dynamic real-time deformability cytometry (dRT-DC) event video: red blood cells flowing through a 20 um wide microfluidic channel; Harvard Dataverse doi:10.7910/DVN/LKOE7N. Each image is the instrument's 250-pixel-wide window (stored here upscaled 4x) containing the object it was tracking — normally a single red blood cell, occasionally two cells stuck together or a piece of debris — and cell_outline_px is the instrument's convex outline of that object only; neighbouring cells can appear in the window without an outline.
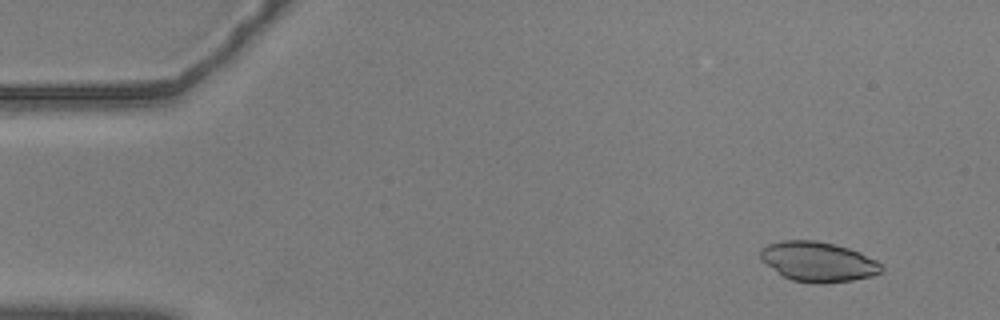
{"species": "common noctule bat (a hibernating species)", "species_latin": "Nyctalus noctula", "temperature_condition": "warm", "stored_images_in_passage": 17, "camera_frame_rate_fps": 3000, "um_per_image_px": 0.085, "animal": {"sex": "male", "body_mass_g": 20.5, "forearm_length_mm": 52.5}, "frame": {"image": 1, "passage_image": 5, "time_ms": 1.333, "image_size_px": [1000, 320], "cell_outline_px": [[884, 272], [872, 276], [852, 280], [824, 284], [820, 284], [792, 280], [784, 276], [760, 260], [760, 248], [768, 244], [780, 240], [816, 240], [836, 244], [860, 252], [876, 260], [884, 268]], "centroid_in_image_um": [69.55, 22.24], "position_along_channel_um": 15.5, "area_um2": 28.32}}
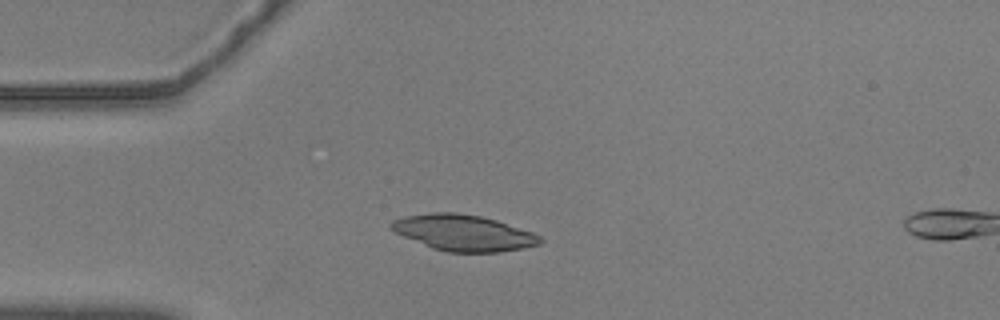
{"frame": {"image": 2, "passage_image": 15, "time_ms": 4.667, "image_size_px": [1000, 320], "cell_outline_px": [[544, 240], [540, 244], [524, 248], [500, 252], [448, 252], [432, 248], [404, 236], [388, 228], [388, 224], [392, 220], [404, 216], [428, 212], [456, 212], [480, 216], [496, 220], [532, 232], [540, 236]], "centroid_in_image_um": [39.38, 19.78], "position_along_channel_um": 45.6, "area_um2": 31.33}}